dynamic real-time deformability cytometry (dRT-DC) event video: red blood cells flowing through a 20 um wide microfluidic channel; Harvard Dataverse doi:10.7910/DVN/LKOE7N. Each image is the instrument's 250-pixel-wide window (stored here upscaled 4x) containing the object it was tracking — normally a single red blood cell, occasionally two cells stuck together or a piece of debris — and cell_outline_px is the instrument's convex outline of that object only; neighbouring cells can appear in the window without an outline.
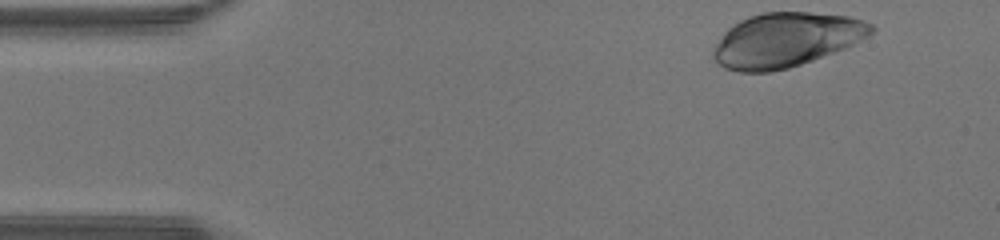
{"species": "human", "species_latin": "Homo sapiens", "temperature_condition": "warm", "stored_images_in_passage": 43, "camera_frame_rate_fps": 3000, "um_per_image_px": 0.085, "donor": {"sex": "male"}, "frame": {"image": 1, "passage_image": 1, "time_ms": 0.0, "image_size_px": [1000, 240], "cell_outline_px": [[876, 28], [868, 36], [844, 48], [812, 60], [788, 68], [772, 72], [740, 72], [724, 68], [712, 56], [712, 48], [724, 32], [732, 24], [748, 16], [764, 12], [812, 12], [848, 16], [864, 20], [872, 24]], "centroid_in_image_um": [66.78, 3.38], "position_along_channel_um": 18.2, "area_um2": 50.0}}
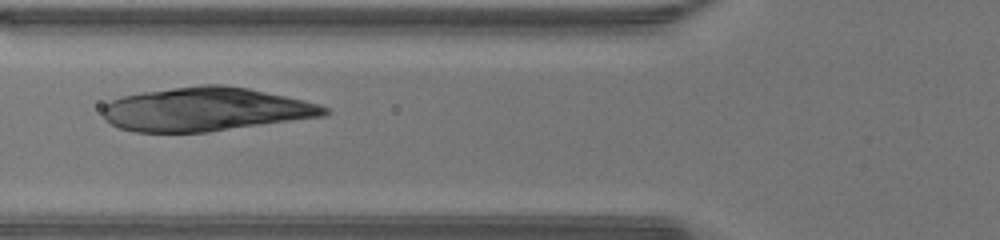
{"frame": {"image": 2, "passage_image": 14, "time_ms": 4.333, "image_size_px": [1000, 240], "cell_outline_px": [[332, 112], [328, 116], [208, 132], [132, 132], [120, 128], [104, 120], [100, 112], [100, 108], [104, 104], [120, 96], [144, 92], [172, 88], [204, 84], [220, 84], [248, 88], [304, 100], [320, 104], [328, 108]], "centroid_in_image_um": [17.48, 9.3], "position_along_channel_um": 108.3, "area_um2": 56.99}}
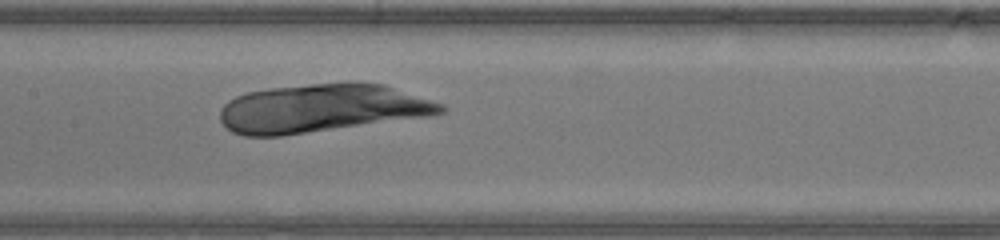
{"frame": {"image": 3, "passage_image": 19, "time_ms": 6.0, "image_size_px": [1000, 240], "cell_outline_px": [[448, 108], [444, 112], [428, 116], [280, 136], [244, 136], [232, 132], [220, 120], [220, 108], [228, 100], [236, 96], [248, 92], [268, 88], [312, 84], [384, 84], [444, 104]], "centroid_in_image_um": [27.31, 9.22], "position_along_channel_um": 180.1, "area_um2": 61.33}}